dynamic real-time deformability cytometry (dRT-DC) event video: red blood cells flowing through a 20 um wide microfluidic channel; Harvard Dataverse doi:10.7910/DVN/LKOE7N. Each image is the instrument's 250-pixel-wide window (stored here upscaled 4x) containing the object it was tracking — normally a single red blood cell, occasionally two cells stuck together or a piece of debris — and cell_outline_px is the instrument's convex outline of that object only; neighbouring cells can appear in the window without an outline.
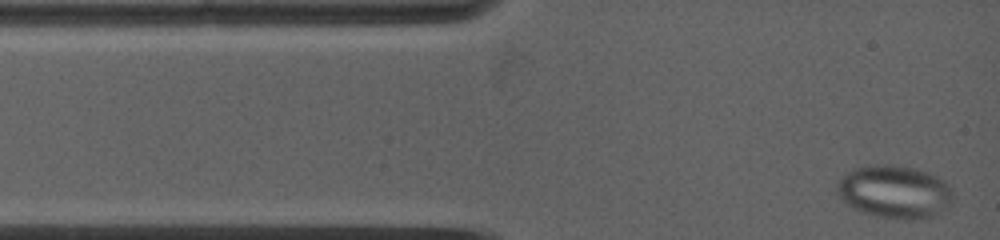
{"species": "common noctule bat (a hibernating species)", "species_latin": "Nyctalus noctula", "temperature_condition": "warm", "stored_images_in_passage": 8, "camera_frame_rate_fps": 5000, "um_per_image_px": 0.085, "animal": {"sex": "female", "body_mass_g": 19.0, "forearm_length_mm": 53.3}, "frame": {"image": 1, "passage_image": 1, "time_ms": 0.0, "image_size_px": [1000, 240], "cell_outline_px": [[952, 200], [936, 216], [916, 220], [896, 220], [860, 212], [852, 208], [836, 192], [836, 184], [848, 172], [856, 168], [868, 164], [884, 164], [916, 168], [928, 172], [944, 180], [948, 184], [952, 192]], "centroid_in_image_um": [76.04, 16.31], "position_along_channel_um": 9.0, "area_um2": 36.01}}
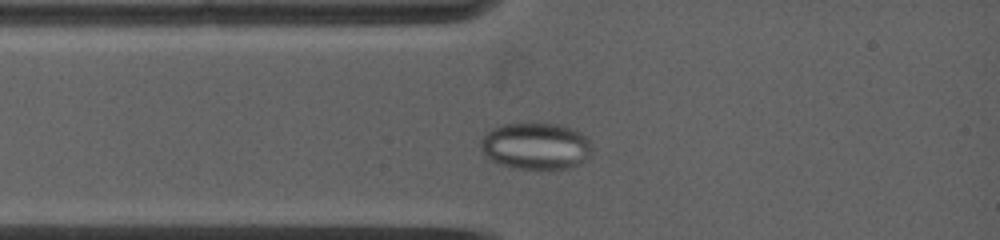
{"frame": {"image": 2, "passage_image": 4, "time_ms": 2.0, "image_size_px": [1000, 240], "cell_outline_px": [[592, 152], [580, 164], [568, 168], [520, 168], [500, 164], [488, 160], [480, 148], [480, 140], [492, 128], [504, 124], [520, 120], [556, 124], [572, 128], [584, 136], [588, 140]], "centroid_in_image_um": [45.49, 12.37], "position_along_channel_um": 39.5, "area_um2": 30.69}}
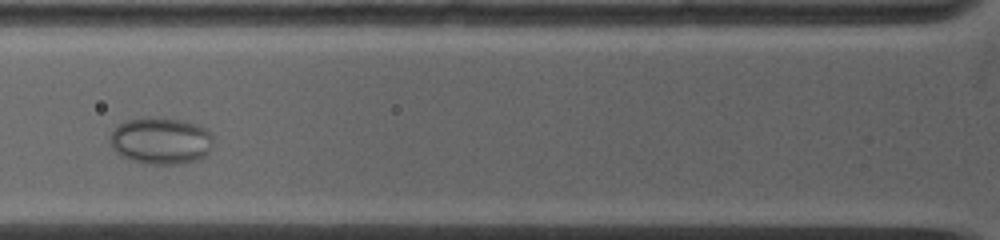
{"frame": {"image": 3, "passage_image": 7, "time_ms": 4.0, "image_size_px": [1000, 240], "cell_outline_px": [[212, 148], [204, 156], [192, 160], [176, 164], [148, 164], [132, 160], [116, 152], [112, 148], [108, 140], [108, 136], [116, 124], [128, 120], [152, 116], [164, 116], [184, 120], [200, 124], [212, 132]], "centroid_in_image_um": [13.66, 11.91], "position_along_channel_um": 112.1, "area_um2": 28.78}}